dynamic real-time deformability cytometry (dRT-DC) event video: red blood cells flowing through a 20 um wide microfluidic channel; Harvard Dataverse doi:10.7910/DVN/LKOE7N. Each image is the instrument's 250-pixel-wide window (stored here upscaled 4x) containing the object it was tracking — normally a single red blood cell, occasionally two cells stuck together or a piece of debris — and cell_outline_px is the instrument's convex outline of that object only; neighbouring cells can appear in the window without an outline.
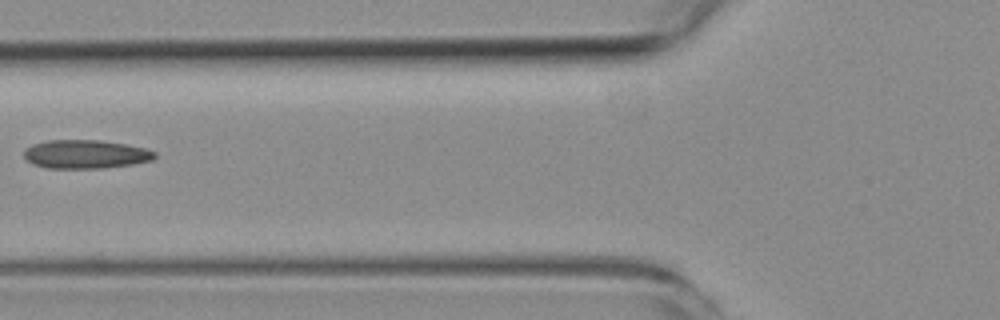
{"species": "common noctule bat (a hibernating species)", "species_latin": "Nyctalus noctula", "temperature_condition": "room temperature", "stored_images_in_passage": 7, "camera_frame_rate_fps": 3000, "um_per_image_px": 0.085, "animal": {"sex": "female", "body_mass_g": 19.3, "forearm_length_mm": 54.1}, "frame": {"image": 1, "passage_image": 6, "time_ms": 6.667, "image_size_px": [1000, 320], "cell_outline_px": [[156, 156], [152, 160], [132, 164], [104, 168], [44, 168], [32, 164], [24, 156], [24, 148], [32, 144], [48, 140], [100, 140], [148, 148], [156, 152]], "centroid_in_image_um": [7.26, 13.1], "position_along_channel_um": 118.5, "area_um2": 21.96}}
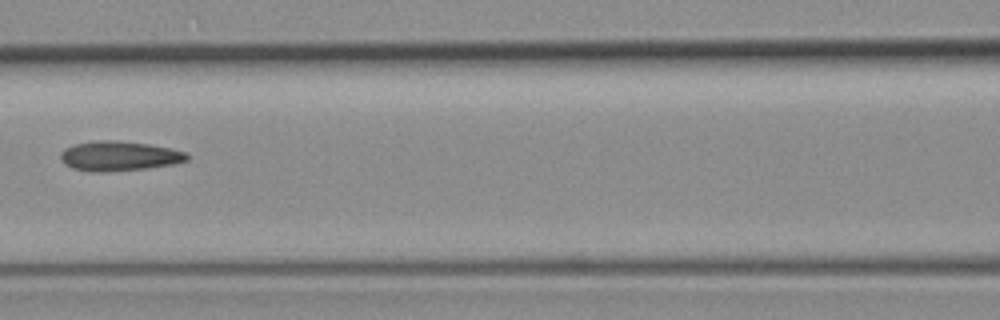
{"frame": {"image": 2, "passage_image": 7, "time_ms": 7.667, "image_size_px": [1000, 320], "cell_outline_px": [[188, 160], [172, 164], [148, 168], [104, 172], [88, 172], [72, 168], [64, 164], [60, 156], [60, 152], [64, 148], [72, 144], [92, 140], [116, 140], [148, 144], [168, 148], [184, 152], [188, 156]], "centroid_in_image_um": [10.04, 13.26], "position_along_channel_um": 156.6, "area_um2": 22.02}}